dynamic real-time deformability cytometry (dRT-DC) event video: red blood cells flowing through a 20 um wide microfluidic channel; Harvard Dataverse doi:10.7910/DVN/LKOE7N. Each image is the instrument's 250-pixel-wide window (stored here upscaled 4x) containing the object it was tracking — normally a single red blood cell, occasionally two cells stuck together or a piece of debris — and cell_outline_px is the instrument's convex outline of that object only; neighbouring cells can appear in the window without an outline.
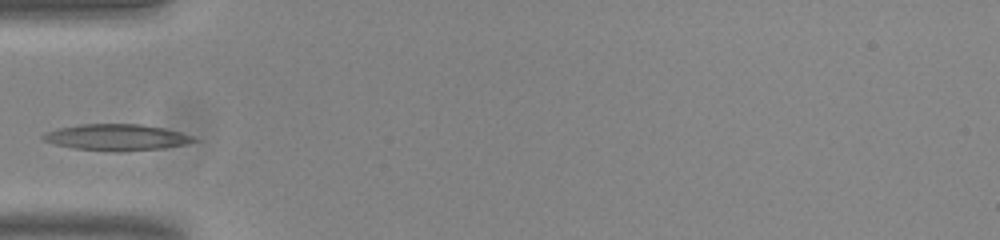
{"species": "common noctule bat (a hibernating species)", "species_latin": "Nyctalus noctula", "temperature_condition": "room temperature", "stored_images_in_passage": 35, "camera_frame_rate_fps": 3000, "um_per_image_px": 0.085, "animal": {"sex": "male", "body_mass_g": 20.0, "forearm_length_mm": 53.3}, "frame": {"image": 1, "passage_image": 1, "time_ms": 0.0, "image_size_px": [1000, 240], "cell_outline_px": [[200, 140], [184, 144], [164, 148], [120, 152], [76, 148], [56, 144], [44, 140], [40, 136], [48, 132], [60, 128], [80, 124], [140, 124], [164, 128], [180, 132], [192, 136]], "centroid_in_image_um": [9.96, 11.67], "position_along_channel_um": 75.0, "area_um2": 22.83}}
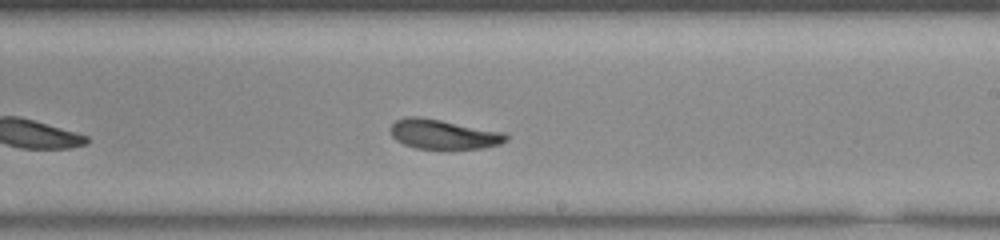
{"frame": {"image": 2, "passage_image": 15, "time_ms": 4.667, "image_size_px": [1000, 240], "cell_outline_px": [[508, 140], [500, 144], [484, 148], [416, 148], [404, 144], [396, 140], [392, 136], [388, 128], [396, 120], [408, 116], [420, 116], [504, 132], [508, 136]], "centroid_in_image_um": [37.67, 11.4], "position_along_channel_um": 251.3, "area_um2": 19.88}}
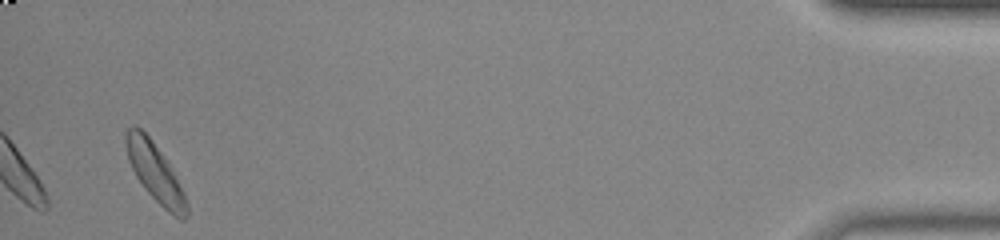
{"frame": {"image": 3, "passage_image": 35, "time_ms": 11.333, "image_size_px": [1000, 240], "cell_outline_px": [[188, 216], [184, 220], [180, 220], [168, 212], [144, 188], [136, 176], [128, 160], [124, 140], [124, 132], [132, 124], [136, 124], [152, 140], [164, 156], [184, 192], [188, 204]], "centroid_in_image_um": [13.17, 14.64], "position_along_channel_um": 422.0, "area_um2": 20.69}}